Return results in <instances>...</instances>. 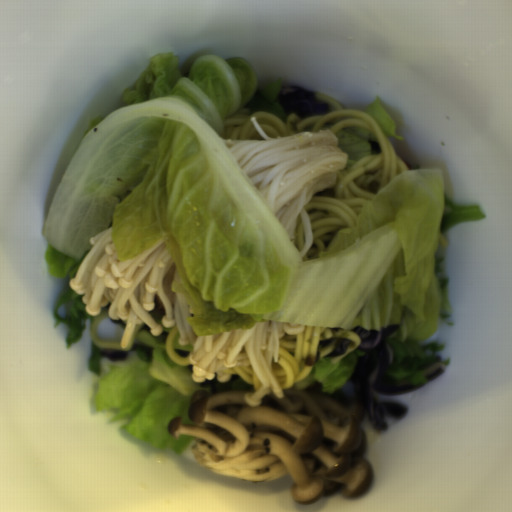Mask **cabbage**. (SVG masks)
<instances>
[{
  "instance_id": "obj_1",
  "label": "cabbage",
  "mask_w": 512,
  "mask_h": 512,
  "mask_svg": "<svg viewBox=\"0 0 512 512\" xmlns=\"http://www.w3.org/2000/svg\"><path fill=\"white\" fill-rule=\"evenodd\" d=\"M178 60L151 58L127 105L83 134L43 229L46 273L75 279L90 240L112 226L119 260L163 240L195 335L273 320L376 332L397 323L388 340L429 337L443 305L441 166L398 175L324 251L300 257L223 141L258 72L238 55L205 56L183 76Z\"/></svg>"
}]
</instances>
